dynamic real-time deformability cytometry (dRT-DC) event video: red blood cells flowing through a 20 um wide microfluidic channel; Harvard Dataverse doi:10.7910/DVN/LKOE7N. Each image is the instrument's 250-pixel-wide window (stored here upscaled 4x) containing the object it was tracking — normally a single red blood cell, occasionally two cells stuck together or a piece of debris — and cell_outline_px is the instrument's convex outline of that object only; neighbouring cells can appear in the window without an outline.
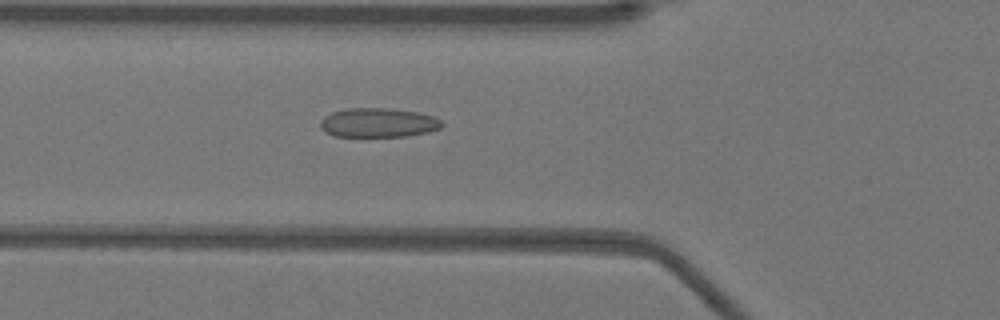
{"species": "Egyptian fruit bat (a non-hibernating species)", "species_latin": "Rousettus aegyptiacus", "temperature_condition": "warm", "stored_images_in_passage": 51, "camera_frame_rate_fps": 3000, "um_per_image_px": 0.085, "animal": {"sex": "female"}, "frame": {"image": 1, "passage_image": 18, "time_ms": 5.667, "image_size_px": [1000, 320], "cell_outline_px": [[444, 124], [440, 128], [428, 132], [408, 136], [336, 136], [328, 132], [320, 124], [320, 120], [324, 116], [332, 112], [344, 108], [388, 108], [416, 112], [432, 116], [440, 120]], "centroid_in_image_um": [32.16, 10.42], "position_along_channel_um": 93.6, "area_um2": 20.52}}
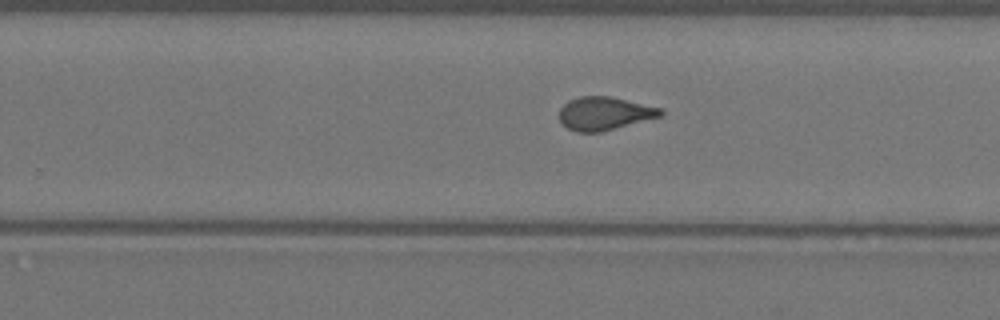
{"frame": {"image": 2, "passage_image": 32, "time_ms": 10.333, "image_size_px": [1000, 320], "cell_outline_px": [[664, 112], [660, 116], [600, 132], [576, 132], [568, 128], [560, 120], [560, 108], [568, 100], [580, 96], [612, 96], [664, 108]], "centroid_in_image_um": [51.39, 9.62], "position_along_channel_um": 278.4, "area_um2": 19.59}}
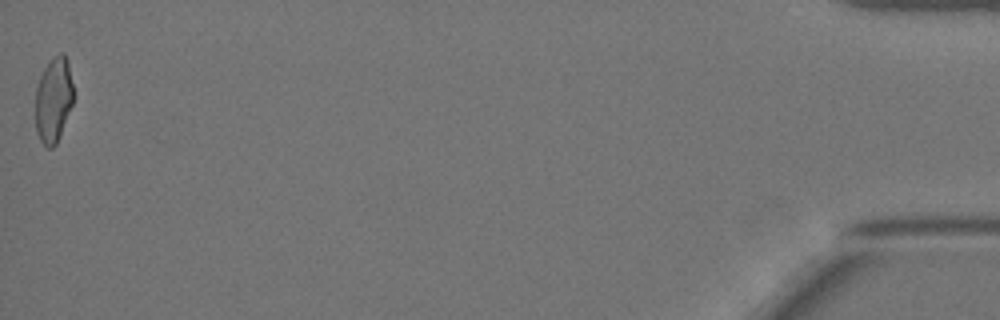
{"frame": {"image": 3, "passage_image": 51, "time_ms": 16.667, "image_size_px": [1000, 320], "cell_outline_px": [[76, 96], [56, 144], [52, 148], [48, 148], [40, 140], [36, 132], [36, 88], [40, 76], [44, 68], [52, 56], [60, 52], [64, 52], [68, 64]], "centroid_in_image_um": [4.57, 8.45], "position_along_channel_um": 430.6, "area_um2": 19.13}, "authors_computed_cell_mechanics": {"area_um2": 20.1144, "velocity_mm_per_s": 3.9607, "shape_relaxation_time_tau1_ms": null, "shape_relaxation_time_tau2_ms": 1.0891, "deformation_change_tau1": null, "deformation_change_tau2": 0.0733}}